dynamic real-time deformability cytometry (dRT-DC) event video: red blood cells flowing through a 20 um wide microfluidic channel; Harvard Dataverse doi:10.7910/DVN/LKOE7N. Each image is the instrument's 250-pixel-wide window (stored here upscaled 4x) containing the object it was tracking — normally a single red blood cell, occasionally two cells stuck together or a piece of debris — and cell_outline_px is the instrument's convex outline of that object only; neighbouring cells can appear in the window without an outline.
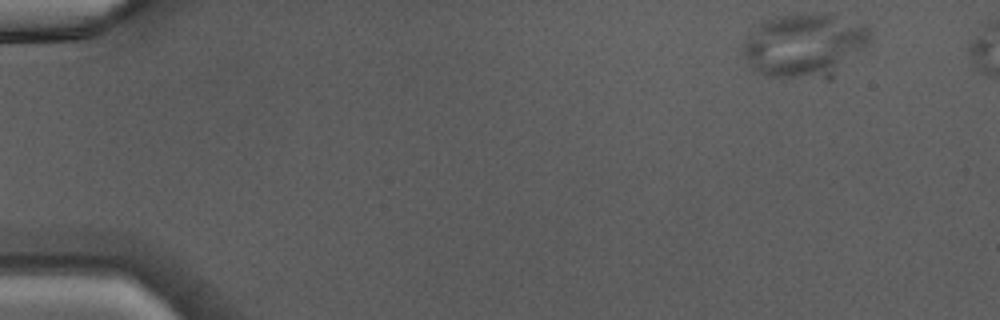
{"species": "Egyptian fruit bat (a non-hibernating species)", "species_latin": "Rousettus aegyptiacus", "temperature_condition": "warm", "stored_images_in_passage": 20, "camera_frame_rate_fps": 3000, "um_per_image_px": 0.085, "animal": {"sex": "male"}, "frame": {"image": 1, "passage_image": 1, "time_ms": 0.0, "image_size_px": [1000, 320], "cell_outline_px": [[872, 40], [864, 48], [824, 68], [800, 76], [768, 76], [752, 72], [740, 52], [744, 44], [768, 20], [780, 16], [800, 12], [836, 12], [868, 28], [872, 32]], "centroid_in_image_um": [68.3, 3.68], "position_along_channel_um": 16.7, "area_um2": 44.16}}
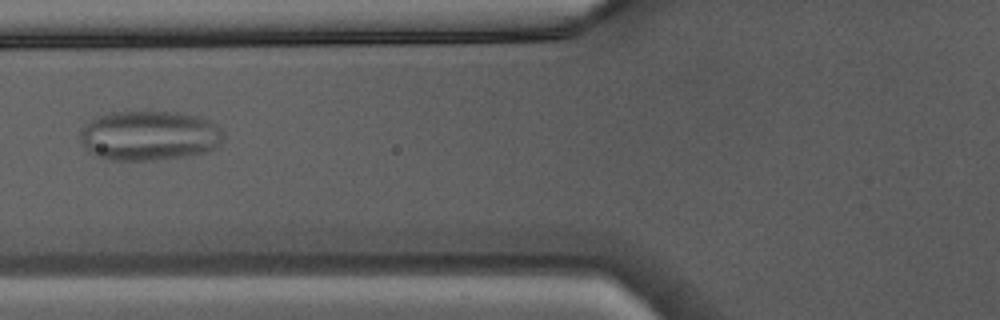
{"frame": {"image": 2, "passage_image": 16, "time_ms": 5.0, "image_size_px": [1000, 320], "cell_outline_px": [[224, 136], [220, 148], [208, 152], [184, 156], [156, 160], [104, 160], [92, 156], [88, 152], [80, 140], [80, 132], [92, 120], [100, 116], [112, 112], [176, 112], [200, 116], [216, 124], [224, 132]], "centroid_in_image_um": [12.73, 11.55], "position_along_channel_um": 113.1, "area_um2": 42.02}}